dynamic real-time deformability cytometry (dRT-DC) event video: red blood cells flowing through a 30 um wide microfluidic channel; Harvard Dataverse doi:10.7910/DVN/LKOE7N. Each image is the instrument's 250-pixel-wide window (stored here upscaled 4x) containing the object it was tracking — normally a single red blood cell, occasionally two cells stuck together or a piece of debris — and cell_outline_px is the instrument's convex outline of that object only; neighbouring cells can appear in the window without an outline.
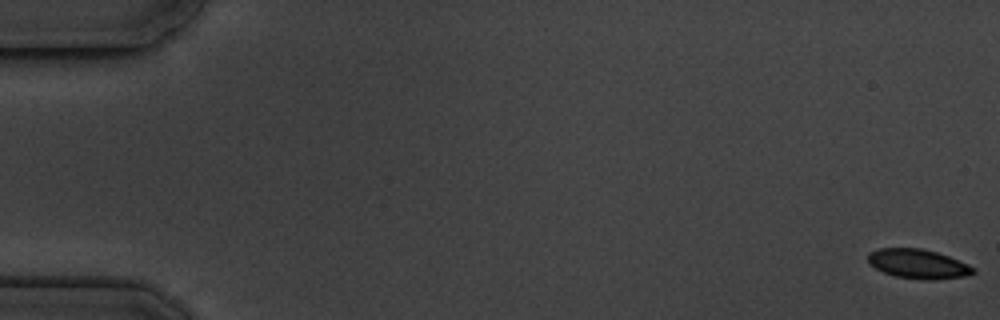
{"species": "common noctule bat (a hibernating species)", "species_latin": "Nyctalus noctula", "temperature_condition": "cold", "stored_images_in_passage": 5, "camera_frame_rate_fps": 3000, "um_per_image_px": 0.085, "animal": {"sex": "male", "body_mass_g": 19.5, "forearm_length_mm": 54.6}, "frame": {"image": 1, "passage_image": 1, "time_ms": 0.0, "image_size_px": [1000, 320], "cell_outline_px": [[976, 272], [968, 276], [936, 280], [924, 280], [896, 276], [884, 272], [876, 268], [868, 260], [868, 252], [880, 248], [920, 248], [936, 252], [948, 256], [968, 264], [976, 268]], "centroid_in_image_um": [78.09, 22.44], "position_along_channel_um": 6.9, "area_um2": 18.03}}
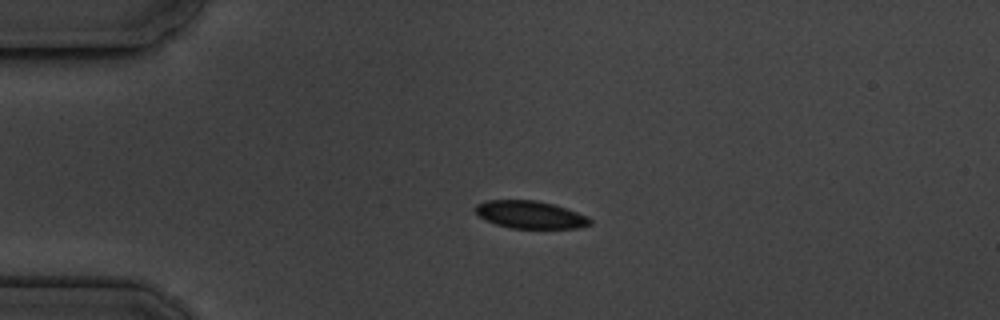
{"frame": {"image": 2, "passage_image": 4, "time_ms": 4.333, "image_size_px": [1000, 320], "cell_outline_px": [[592, 224], [576, 228], [512, 228], [496, 224], [480, 216], [476, 212], [476, 204], [488, 200], [536, 200], [552, 204], [588, 216], [592, 220]], "centroid_in_image_um": [45.09, 18.25], "position_along_channel_um": 39.9, "area_um2": 18.15}}